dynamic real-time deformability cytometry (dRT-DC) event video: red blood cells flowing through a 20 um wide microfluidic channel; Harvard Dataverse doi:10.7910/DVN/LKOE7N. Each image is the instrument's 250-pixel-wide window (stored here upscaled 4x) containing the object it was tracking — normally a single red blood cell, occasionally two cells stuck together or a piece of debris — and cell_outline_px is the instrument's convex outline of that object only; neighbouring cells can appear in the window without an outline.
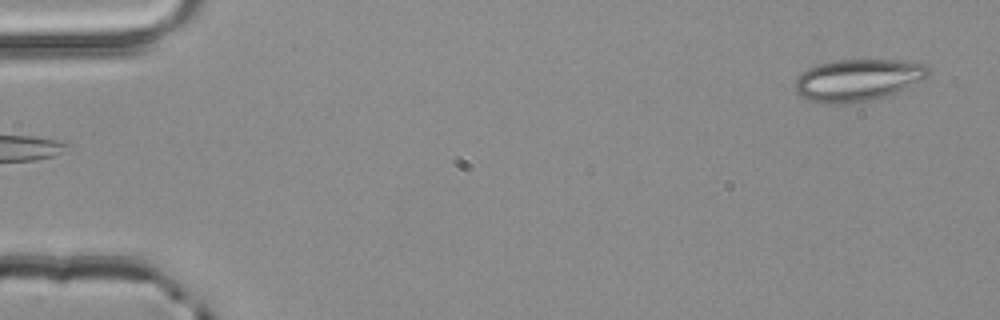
{"species": "common noctule bat (a hibernating species)", "species_latin": "Nyctalus noctula", "temperature_condition": "room temperature", "stored_images_in_passage": 4, "segment_of_instrument_passage": [2, 2], "camera_frame_rate_fps": 3000, "um_per_image_px": 0.085, "animal": {"sex": "male", "body_mass_g": 20.4}, "frame": {"image": 1, "passage_image": 4, "time_ms": 1.0, "image_size_px": [1000, 320], "cell_outline_px": [[932, 72], [924, 80], [888, 96], [872, 100], [836, 104], [824, 104], [808, 100], [800, 96], [796, 92], [796, 80], [808, 68], [820, 64], [836, 60], [904, 60], [924, 64]], "centroid_in_image_um": [72.96, 6.81], "position_along_channel_um": 12.0, "area_um2": 32.66}}